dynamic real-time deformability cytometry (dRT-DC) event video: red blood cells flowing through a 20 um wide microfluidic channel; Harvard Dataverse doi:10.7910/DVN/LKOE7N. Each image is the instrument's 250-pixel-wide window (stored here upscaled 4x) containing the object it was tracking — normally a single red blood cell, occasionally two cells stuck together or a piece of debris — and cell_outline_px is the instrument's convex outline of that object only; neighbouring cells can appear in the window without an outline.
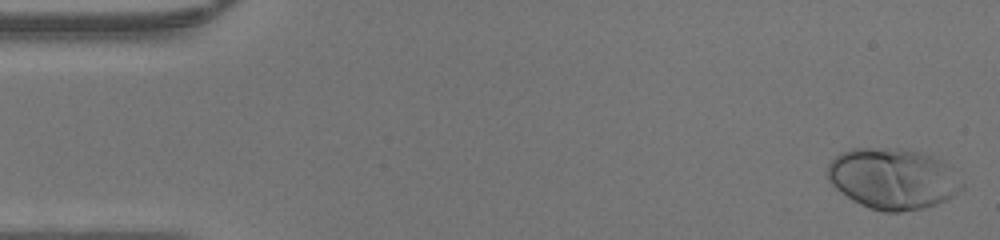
{"species": "human", "species_latin": "Homo sapiens", "temperature_condition": "warm", "stored_images_in_passage": 46, "camera_frame_rate_fps": 3000, "um_per_image_px": 0.085, "donor": {"sex": "male"}, "frame": {"image": 1, "passage_image": 1, "time_ms": 0.0, "image_size_px": [1000, 240], "cell_outline_px": [[964, 188], [952, 196], [936, 204], [924, 208], [900, 212], [884, 212], [868, 208], [852, 200], [836, 188], [828, 180], [824, 172], [828, 164], [840, 152], [852, 148], [896, 148], [920, 152], [932, 156], [952, 164], [964, 184]], "centroid_in_image_um": [75.91, 15.18], "position_along_channel_um": 9.1, "area_um2": 48.38}}
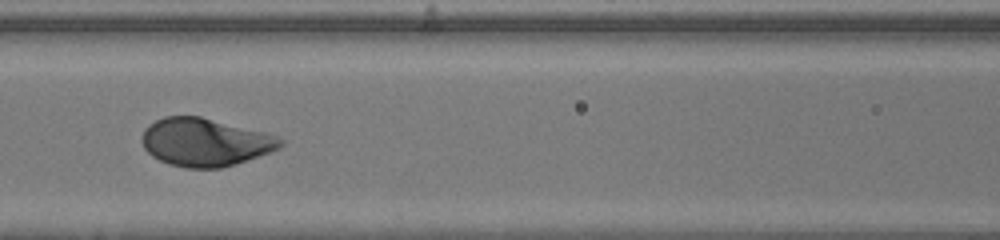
{"frame": {"image": 2, "passage_image": 20, "time_ms": 6.333, "image_size_px": [1000, 240], "cell_outline_px": [[284, 144], [280, 148], [220, 168], [184, 168], [168, 164], [152, 156], [144, 148], [140, 140], [140, 136], [144, 128], [148, 124], [164, 116], [200, 116], [264, 132], [276, 136], [284, 140]], "centroid_in_image_um": [17.36, 12.07], "position_along_channel_um": 149.2, "area_um2": 38.61}}
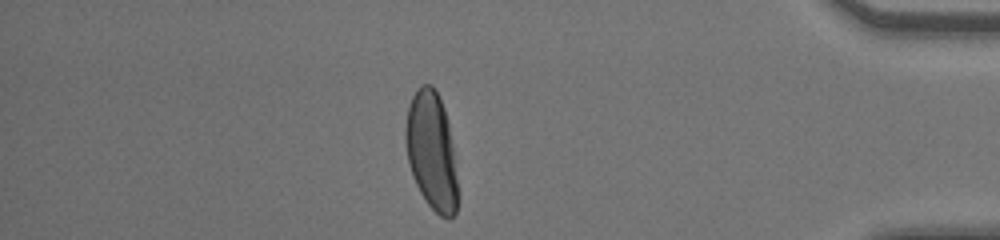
{"frame": {"image": 3, "passage_image": 40, "time_ms": 13.0, "image_size_px": [1000, 240], "cell_outline_px": [[460, 196], [456, 212], [448, 220], [440, 216], [424, 200], [412, 176], [408, 164], [404, 140], [404, 128], [408, 108], [412, 96], [416, 88], [420, 84], [432, 84], [444, 108], [448, 120], [460, 192]], "centroid_in_image_um": [36.69, 12.88], "position_along_channel_um": 398.5, "area_um2": 36.7}}